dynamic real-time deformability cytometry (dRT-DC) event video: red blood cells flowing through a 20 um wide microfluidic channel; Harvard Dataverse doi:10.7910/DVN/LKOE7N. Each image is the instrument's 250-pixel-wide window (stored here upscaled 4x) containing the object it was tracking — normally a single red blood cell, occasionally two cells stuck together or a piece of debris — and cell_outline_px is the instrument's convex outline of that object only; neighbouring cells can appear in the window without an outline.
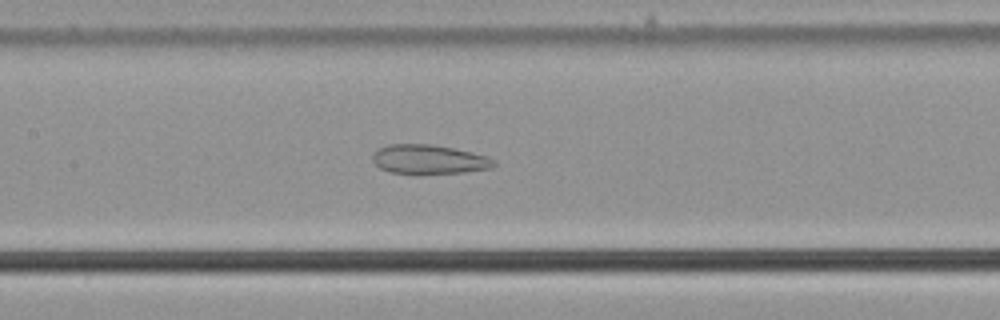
{"species": "common noctule bat (a hibernating species)", "species_latin": "Nyctalus noctula", "temperature_condition": "cold", "stored_images_in_passage": 43, "camera_frame_rate_fps": 3000, "um_per_image_px": 0.085, "animal": {"sex": "male", "body_mass_g": 21.5, "forearm_length_mm": 52.0}, "frame": {"image": 1, "passage_image": 15, "time_ms": 4.667, "image_size_px": [1000, 320], "cell_outline_px": [[496, 164], [492, 168], [464, 172], [416, 176], [388, 172], [380, 168], [372, 160], [372, 156], [380, 148], [388, 144], [432, 144], [472, 152], [488, 156], [496, 160]], "centroid_in_image_um": [36.47, 13.58], "position_along_channel_um": 170.9, "area_um2": 21.33}}
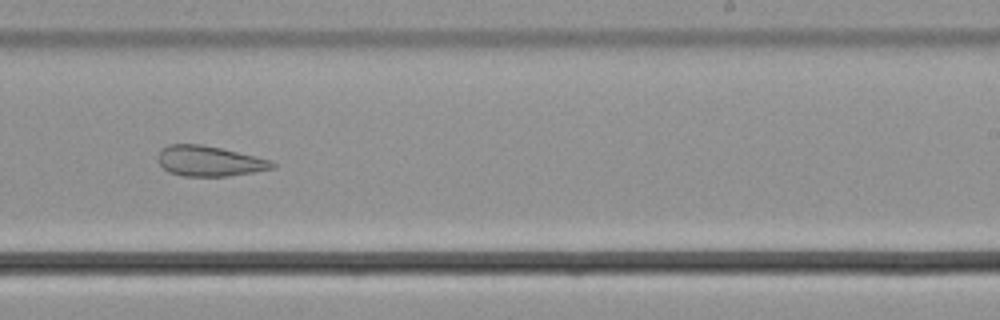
{"frame": {"image": 2, "passage_image": 23, "time_ms": 7.333, "image_size_px": [1000, 320], "cell_outline_px": [[276, 168], [228, 176], [184, 176], [168, 172], [160, 164], [160, 148], [168, 144], [200, 144], [220, 148], [272, 160], [276, 164]], "centroid_in_image_um": [17.81, 13.69], "position_along_channel_um": 271.2, "area_um2": 20.06}}
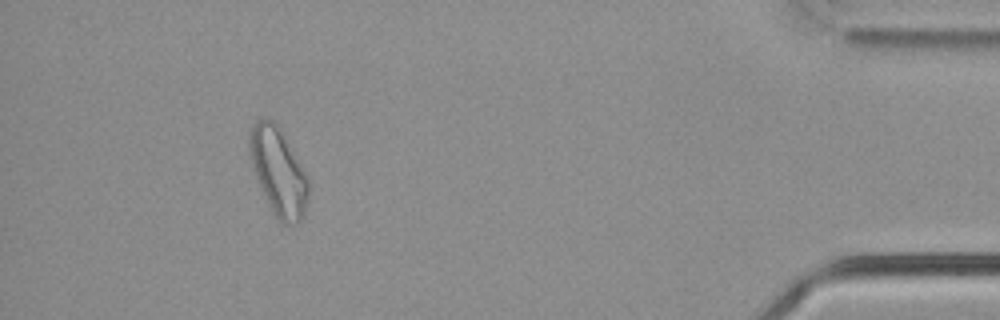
{"frame": {"image": 3, "passage_image": 39, "time_ms": 12.667, "image_size_px": [1000, 320], "cell_outline_px": [[308, 200], [304, 212], [300, 220], [296, 224], [280, 224], [272, 212], [264, 196], [256, 176], [248, 152], [248, 136], [252, 124], [256, 120], [272, 120], [284, 132], [308, 176]], "centroid_in_image_um": [23.66, 14.58], "position_along_channel_um": 411.5, "area_um2": 30.35}, "authors_computed_cell_mechanics": {"area_um2": 24.3916, "velocity_mm_per_s": 3.7737, "shape_relaxation_time_tau1_ms": null, "shape_relaxation_time_tau2_ms": 3.7508, "deformation_change_tau1": null, "deformation_change_tau2": 0.1199}}